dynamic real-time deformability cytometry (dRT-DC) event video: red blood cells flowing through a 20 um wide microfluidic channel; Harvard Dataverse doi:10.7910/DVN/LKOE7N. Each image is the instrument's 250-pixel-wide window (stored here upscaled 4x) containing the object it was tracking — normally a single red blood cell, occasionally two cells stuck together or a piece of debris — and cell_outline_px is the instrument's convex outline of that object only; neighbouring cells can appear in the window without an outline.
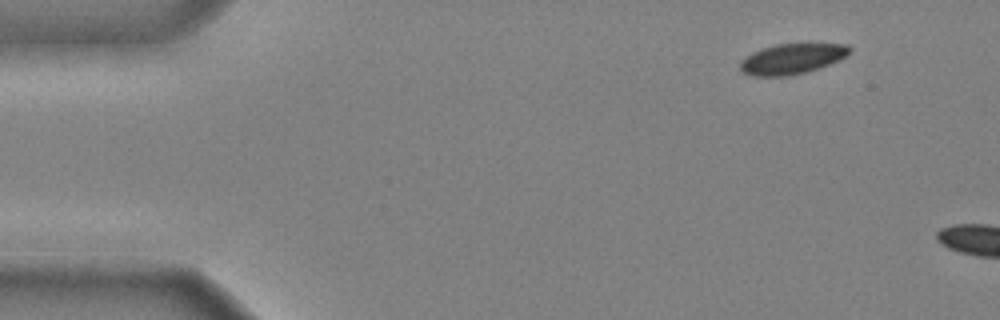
{"species": "common noctule bat (a hibernating species)", "species_latin": "Nyctalus noctula", "temperature_condition": "cold", "stored_images_in_passage": 8, "camera_frame_rate_fps": 3000, "um_per_image_px": 0.085, "animal": {"sex": "male", "body_mass_g": 20.4}, "frame": {"image": 1, "passage_image": 1, "time_ms": 0.0, "image_size_px": [1000, 320], "cell_outline_px": [[852, 48], [844, 56], [828, 64], [804, 72], [788, 76], [752, 76], [744, 72], [740, 68], [740, 60], [752, 52], [776, 44], [848, 44]], "centroid_in_image_um": [67.26, 5.0], "position_along_channel_um": 17.7, "area_um2": 18.96}}